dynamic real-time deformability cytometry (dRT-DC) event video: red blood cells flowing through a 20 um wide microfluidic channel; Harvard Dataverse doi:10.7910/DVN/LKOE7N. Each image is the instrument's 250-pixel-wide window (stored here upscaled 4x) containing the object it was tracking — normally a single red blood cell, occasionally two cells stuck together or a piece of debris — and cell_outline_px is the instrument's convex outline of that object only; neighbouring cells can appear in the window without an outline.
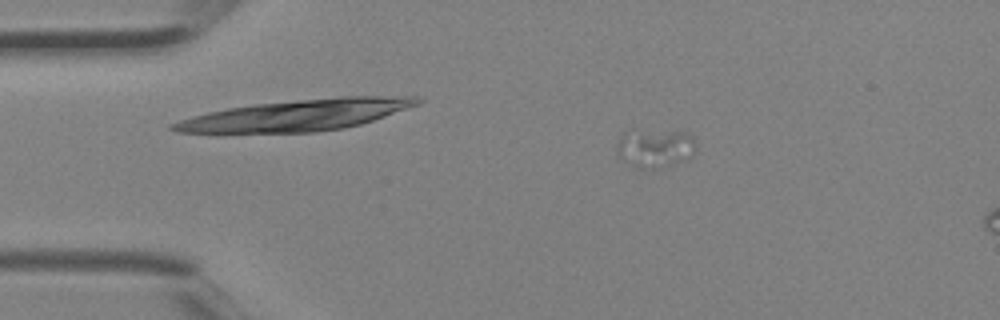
{"species": "Egyptian fruit bat (a non-hibernating species)", "species_latin": "Rousettus aegyptiacus", "temperature_condition": "room temperature", "stored_images_in_passage": 5, "camera_frame_rate_fps": 3000, "um_per_image_px": 0.085, "animal": {"sex": "female"}, "frame": {"image": 1, "passage_image": 3, "time_ms": 0.667, "image_size_px": [1000, 320], "cell_outline_px": [[692, 156], [688, 160], [640, 168], [620, 160], [616, 156], [616, 144], [620, 136], [624, 132], [688, 132], [692, 136]], "centroid_in_image_um": [55.58, 12.59], "position_along_channel_um": 29.4, "area_um2": 16.88}}